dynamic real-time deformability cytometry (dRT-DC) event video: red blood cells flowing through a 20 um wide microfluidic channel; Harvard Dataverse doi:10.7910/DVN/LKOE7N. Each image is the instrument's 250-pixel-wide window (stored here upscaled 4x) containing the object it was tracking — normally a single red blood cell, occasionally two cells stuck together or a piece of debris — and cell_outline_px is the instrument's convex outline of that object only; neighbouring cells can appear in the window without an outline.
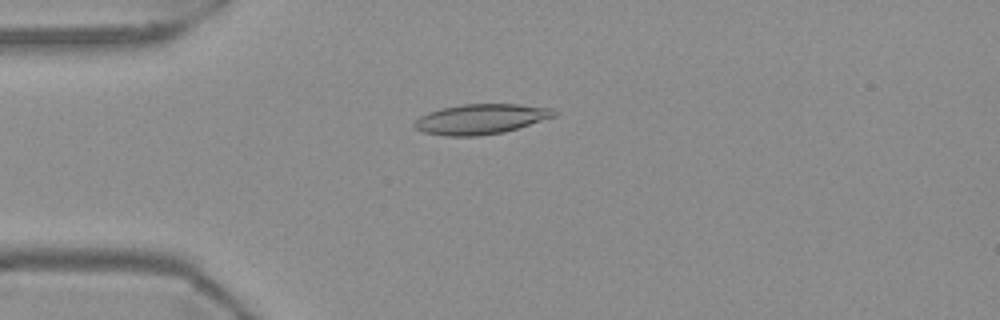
{"species": "Egyptian fruit bat (a non-hibernating species)", "species_latin": "Rousettus aegyptiacus", "temperature_condition": "warm", "stored_images_in_passage": 55, "camera_frame_rate_fps": 3000, "um_per_image_px": 0.085, "frame": {"image": 1, "passage_image": 14, "time_ms": 4.333, "image_size_px": [1000, 320], "cell_outline_px": [[556, 116], [504, 132], [480, 136], [444, 136], [424, 132], [416, 128], [412, 124], [420, 116], [428, 112], [440, 108], [460, 104], [520, 104], [552, 108], [556, 112]], "centroid_in_image_um": [40.85, 10.12], "position_along_channel_um": 44.1, "area_um2": 24.57}}
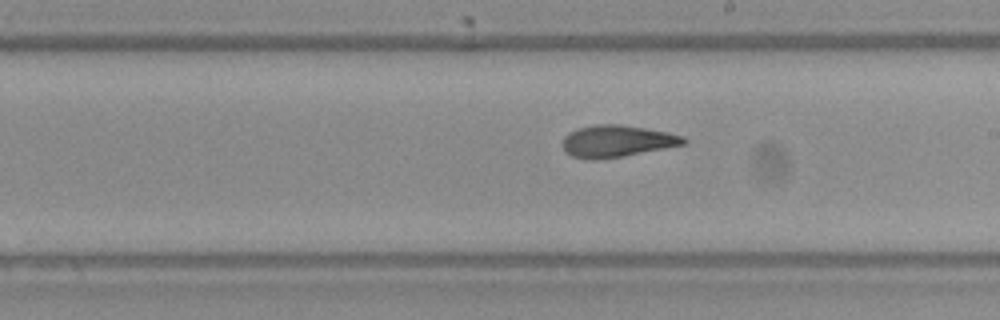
{"frame": {"image": 2, "passage_image": 31, "time_ms": 10.0, "image_size_px": [1000, 320], "cell_outline_px": [[688, 144], [624, 156], [596, 160], [592, 160], [572, 156], [564, 152], [560, 144], [564, 136], [568, 132], [580, 128], [596, 124], [620, 124], [668, 132], [684, 136], [688, 140]], "centroid_in_image_um": [52.43, 12.0], "position_along_channel_um": 236.6, "area_um2": 22.83}}
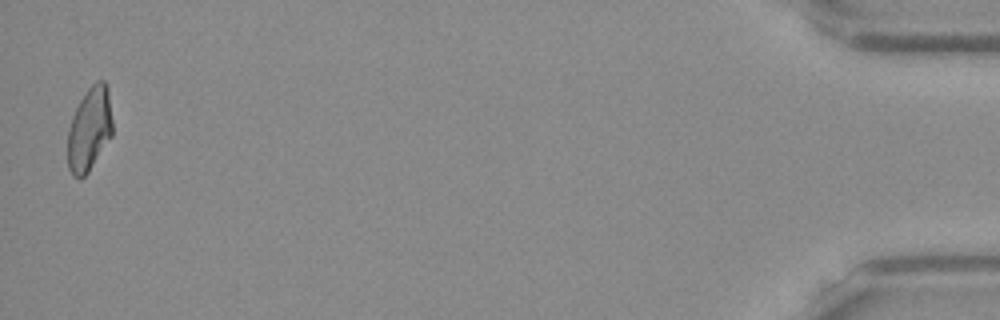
{"frame": {"image": 3, "passage_image": 54, "time_ms": 17.667, "image_size_px": [1000, 320], "cell_outline_px": [[112, 136], [88, 172], [80, 180], [72, 176], [68, 168], [68, 128], [72, 116], [80, 100], [88, 88], [96, 80], [104, 80], [108, 88], [112, 120]], "centroid_in_image_um": [7.6, 10.99], "position_along_channel_um": 427.6, "area_um2": 22.02}, "authors_computed_cell_mechanics": {"area_um2": 22.8888, "velocity_mm_per_s": 3.7221, "shape_relaxation_time_tau1_ms": null, "shape_relaxation_time_tau2_ms": 2.4881, "deformation_change_tau1": null, "deformation_change_tau2": 0.1032}}